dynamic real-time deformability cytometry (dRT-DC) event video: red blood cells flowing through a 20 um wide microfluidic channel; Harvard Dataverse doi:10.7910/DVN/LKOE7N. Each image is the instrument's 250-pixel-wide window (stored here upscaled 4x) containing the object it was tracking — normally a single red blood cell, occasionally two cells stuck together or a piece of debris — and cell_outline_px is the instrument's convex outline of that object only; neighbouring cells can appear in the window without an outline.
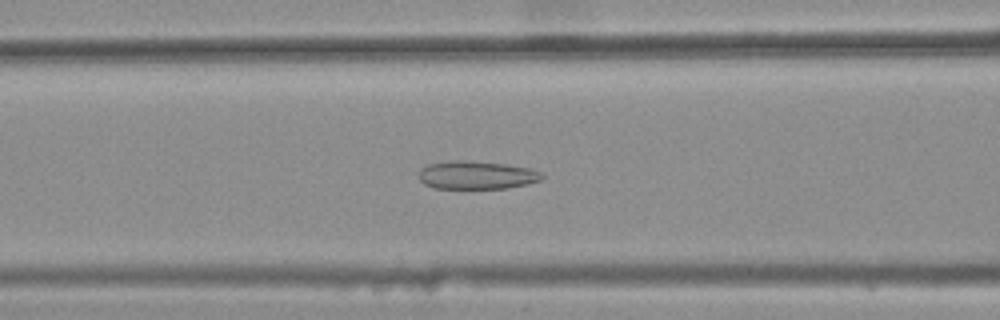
{"species": "common noctule bat (a hibernating species)", "species_latin": "Nyctalus noctula", "temperature_condition": "warm", "stored_images_in_passage": 44, "camera_frame_rate_fps": 3000, "um_per_image_px": 0.085, "animal": {"sex": "female", "body_mass_g": 25.1}, "frame": {"image": 1, "passage_image": 21, "time_ms": 6.667, "image_size_px": [1000, 320], "cell_outline_px": [[544, 176], [540, 180], [528, 184], [508, 188], [436, 188], [424, 184], [420, 180], [420, 168], [428, 164], [456, 160], [460, 160], [508, 164], [528, 168], [540, 172]], "centroid_in_image_um": [40.52, 14.88], "position_along_channel_um": 126.1, "area_um2": 20.06}}
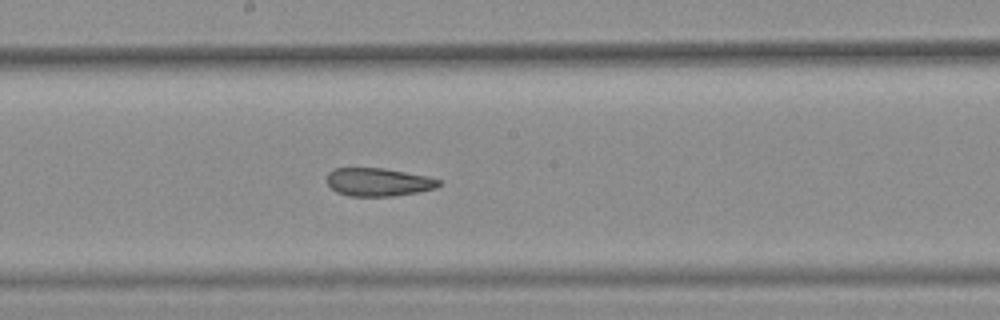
{"frame": {"image": 2, "passage_image": 28, "time_ms": 9.0, "image_size_px": [1000, 320], "cell_outline_px": [[440, 184], [436, 188], [420, 192], [392, 196], [348, 196], [336, 192], [328, 184], [328, 172], [332, 168], [384, 168], [428, 176], [440, 180]], "centroid_in_image_um": [32.16, 15.47], "position_along_channel_um": 216.0, "area_um2": 18.44}}
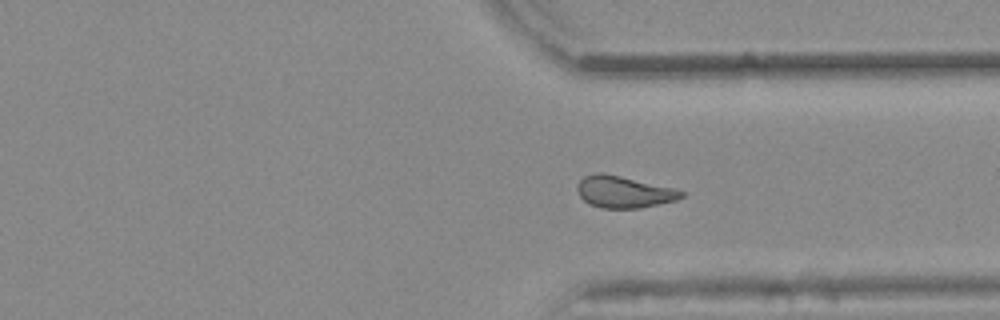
{"frame": {"image": 3, "passage_image": 39, "time_ms": 12.667, "image_size_px": [1000, 320], "cell_outline_px": [[684, 196], [676, 200], [640, 208], [604, 208], [588, 204], [580, 196], [576, 188], [580, 180], [584, 176], [596, 172], [600, 172], [620, 176], [676, 188], [684, 192]], "centroid_in_image_um": [53.02, 16.31], "position_along_channel_um": 358.4, "area_um2": 19.25}, "authors_computed_cell_mechanics": {"area_um2": 19.9699, "velocity_mm_per_s": 3.867, "shape_relaxation_time_tau1_ms": null, "shape_relaxation_time_tau2_ms": 3.1115, "deformation_change_tau1": null, "deformation_change_tau2": 0.1098}}